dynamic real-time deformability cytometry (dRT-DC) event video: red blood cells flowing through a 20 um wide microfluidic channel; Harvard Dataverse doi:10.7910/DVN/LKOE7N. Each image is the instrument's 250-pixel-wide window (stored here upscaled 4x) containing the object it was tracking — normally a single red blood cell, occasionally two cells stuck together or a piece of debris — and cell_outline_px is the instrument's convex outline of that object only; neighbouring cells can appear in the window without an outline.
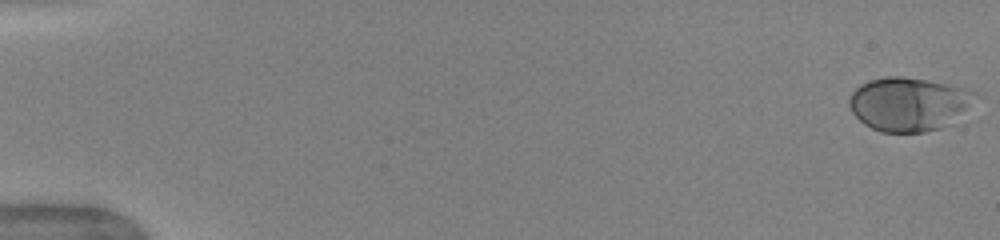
{"species": "human", "species_latin": "Homo sapiens", "temperature_condition": "warm", "stored_images_in_passage": 51, "camera_frame_rate_fps": 3000, "um_per_image_px": 0.085, "donor": {"sex": "female"}, "frame": {"image": 1, "passage_image": 1, "time_ms": 0.0, "image_size_px": [1000, 240], "cell_outline_px": [[984, 96], [956, 124], [924, 132], [880, 132], [864, 124], [852, 112], [848, 104], [848, 100], [852, 92], [860, 84], [868, 80], [884, 76], [900, 76], [928, 80], [948, 84], [964, 88], [976, 92]], "centroid_in_image_um": [77.37, 8.85], "position_along_channel_um": 7.6, "area_um2": 40.75}}
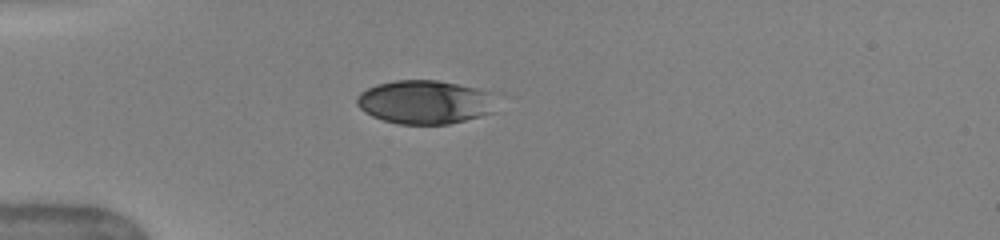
{"frame": {"image": 2, "passage_image": 15, "time_ms": 4.667, "image_size_px": [1000, 240], "cell_outline_px": [[496, 112], [448, 124], [400, 124], [384, 120], [372, 116], [364, 112], [356, 104], [356, 96], [360, 92], [376, 84], [396, 80], [436, 80], [496, 92]], "centroid_in_image_um": [36.17, 8.67], "position_along_channel_um": 48.8, "area_um2": 35.95}}
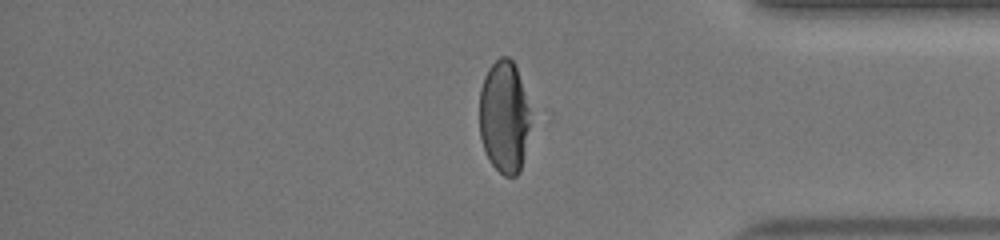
{"frame": {"image": 3, "passage_image": 43, "time_ms": 14.0, "image_size_px": [1000, 240], "cell_outline_px": [[528, 128], [524, 152], [520, 172], [516, 176], [504, 176], [492, 164], [484, 148], [480, 136], [480, 88], [484, 76], [488, 68], [500, 56], [508, 56], [512, 60], [516, 68], [528, 108]], "centroid_in_image_um": [42.81, 9.93], "position_along_channel_um": 392.4, "area_um2": 32.66}, "authors_computed_cell_mechanics": {"area_um2": 37.9746, "velocity_mm_per_s": 4.0481, "shape_relaxation_time_tau1_ms": 3.6667, "shape_relaxation_time_tau2_ms": null, "deformation_change_tau1": 0.1748, "deformation_change_tau2": null}}